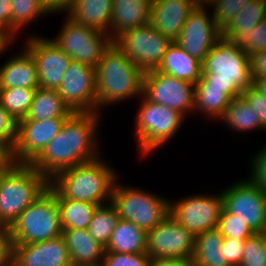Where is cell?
Returning a JSON list of instances; mask_svg holds the SVG:
<instances>
[{
  "label": "cell",
  "mask_w": 266,
  "mask_h": 266,
  "mask_svg": "<svg viewBox=\"0 0 266 266\" xmlns=\"http://www.w3.org/2000/svg\"><path fill=\"white\" fill-rule=\"evenodd\" d=\"M100 117L96 112L73 113L30 165L51 180L62 170L97 159Z\"/></svg>",
  "instance_id": "1"
},
{
  "label": "cell",
  "mask_w": 266,
  "mask_h": 266,
  "mask_svg": "<svg viewBox=\"0 0 266 266\" xmlns=\"http://www.w3.org/2000/svg\"><path fill=\"white\" fill-rule=\"evenodd\" d=\"M114 170L104 161V157L102 159L99 156L60 171L49 180V187L55 192L56 198H69L99 206L108 204L116 179H119L118 172Z\"/></svg>",
  "instance_id": "2"
},
{
  "label": "cell",
  "mask_w": 266,
  "mask_h": 266,
  "mask_svg": "<svg viewBox=\"0 0 266 266\" xmlns=\"http://www.w3.org/2000/svg\"><path fill=\"white\" fill-rule=\"evenodd\" d=\"M250 55L221 37L202 62V77L195 87H217L235 99L251 86Z\"/></svg>",
  "instance_id": "3"
},
{
  "label": "cell",
  "mask_w": 266,
  "mask_h": 266,
  "mask_svg": "<svg viewBox=\"0 0 266 266\" xmlns=\"http://www.w3.org/2000/svg\"><path fill=\"white\" fill-rule=\"evenodd\" d=\"M95 75L96 113L101 114L104 106L133 97L139 98L142 95L144 73L114 43L104 52L96 65Z\"/></svg>",
  "instance_id": "4"
},
{
  "label": "cell",
  "mask_w": 266,
  "mask_h": 266,
  "mask_svg": "<svg viewBox=\"0 0 266 266\" xmlns=\"http://www.w3.org/2000/svg\"><path fill=\"white\" fill-rule=\"evenodd\" d=\"M49 187V180L30 164L15 163L0 186V226H10Z\"/></svg>",
  "instance_id": "5"
},
{
  "label": "cell",
  "mask_w": 266,
  "mask_h": 266,
  "mask_svg": "<svg viewBox=\"0 0 266 266\" xmlns=\"http://www.w3.org/2000/svg\"><path fill=\"white\" fill-rule=\"evenodd\" d=\"M13 244L47 241L62 235L55 192L48 189L9 226Z\"/></svg>",
  "instance_id": "6"
},
{
  "label": "cell",
  "mask_w": 266,
  "mask_h": 266,
  "mask_svg": "<svg viewBox=\"0 0 266 266\" xmlns=\"http://www.w3.org/2000/svg\"><path fill=\"white\" fill-rule=\"evenodd\" d=\"M139 98L141 102L135 117V137L141 152L138 154L146 156L167 144L178 133L186 117L167 106L150 102L143 95Z\"/></svg>",
  "instance_id": "7"
},
{
  "label": "cell",
  "mask_w": 266,
  "mask_h": 266,
  "mask_svg": "<svg viewBox=\"0 0 266 266\" xmlns=\"http://www.w3.org/2000/svg\"><path fill=\"white\" fill-rule=\"evenodd\" d=\"M166 197L139 188L114 184L110 203L115 207L120 219L131 221L144 230L151 231L169 214Z\"/></svg>",
  "instance_id": "8"
},
{
  "label": "cell",
  "mask_w": 266,
  "mask_h": 266,
  "mask_svg": "<svg viewBox=\"0 0 266 266\" xmlns=\"http://www.w3.org/2000/svg\"><path fill=\"white\" fill-rule=\"evenodd\" d=\"M56 38L51 39L72 61L96 67L113 43L110 36L97 29L79 25L68 16Z\"/></svg>",
  "instance_id": "9"
},
{
  "label": "cell",
  "mask_w": 266,
  "mask_h": 266,
  "mask_svg": "<svg viewBox=\"0 0 266 266\" xmlns=\"http://www.w3.org/2000/svg\"><path fill=\"white\" fill-rule=\"evenodd\" d=\"M113 43L145 73L157 70L172 41L147 24L123 32Z\"/></svg>",
  "instance_id": "10"
},
{
  "label": "cell",
  "mask_w": 266,
  "mask_h": 266,
  "mask_svg": "<svg viewBox=\"0 0 266 266\" xmlns=\"http://www.w3.org/2000/svg\"><path fill=\"white\" fill-rule=\"evenodd\" d=\"M223 207L254 232L266 230V194L250 178L236 181L222 191Z\"/></svg>",
  "instance_id": "11"
},
{
  "label": "cell",
  "mask_w": 266,
  "mask_h": 266,
  "mask_svg": "<svg viewBox=\"0 0 266 266\" xmlns=\"http://www.w3.org/2000/svg\"><path fill=\"white\" fill-rule=\"evenodd\" d=\"M223 208L222 192L218 195H190L169 201V214L194 236L215 229Z\"/></svg>",
  "instance_id": "12"
},
{
  "label": "cell",
  "mask_w": 266,
  "mask_h": 266,
  "mask_svg": "<svg viewBox=\"0 0 266 266\" xmlns=\"http://www.w3.org/2000/svg\"><path fill=\"white\" fill-rule=\"evenodd\" d=\"M194 89V84L157 70L143 75L142 95L150 102L178 111L184 117L194 111Z\"/></svg>",
  "instance_id": "13"
},
{
  "label": "cell",
  "mask_w": 266,
  "mask_h": 266,
  "mask_svg": "<svg viewBox=\"0 0 266 266\" xmlns=\"http://www.w3.org/2000/svg\"><path fill=\"white\" fill-rule=\"evenodd\" d=\"M195 236L170 214L147 232L146 253L151 258L192 259Z\"/></svg>",
  "instance_id": "14"
},
{
  "label": "cell",
  "mask_w": 266,
  "mask_h": 266,
  "mask_svg": "<svg viewBox=\"0 0 266 266\" xmlns=\"http://www.w3.org/2000/svg\"><path fill=\"white\" fill-rule=\"evenodd\" d=\"M57 92L71 112H96L95 68L72 61L63 74Z\"/></svg>",
  "instance_id": "15"
},
{
  "label": "cell",
  "mask_w": 266,
  "mask_h": 266,
  "mask_svg": "<svg viewBox=\"0 0 266 266\" xmlns=\"http://www.w3.org/2000/svg\"><path fill=\"white\" fill-rule=\"evenodd\" d=\"M68 118L17 121L14 150L10 156L15 163L30 164L59 133Z\"/></svg>",
  "instance_id": "16"
},
{
  "label": "cell",
  "mask_w": 266,
  "mask_h": 266,
  "mask_svg": "<svg viewBox=\"0 0 266 266\" xmlns=\"http://www.w3.org/2000/svg\"><path fill=\"white\" fill-rule=\"evenodd\" d=\"M24 48L35 60L39 88L57 90L71 58L51 39L37 35L26 38Z\"/></svg>",
  "instance_id": "17"
},
{
  "label": "cell",
  "mask_w": 266,
  "mask_h": 266,
  "mask_svg": "<svg viewBox=\"0 0 266 266\" xmlns=\"http://www.w3.org/2000/svg\"><path fill=\"white\" fill-rule=\"evenodd\" d=\"M206 5L198 4L188 16L185 25L174 41L191 57L203 62L205 56L222 37L221 30L207 13Z\"/></svg>",
  "instance_id": "18"
},
{
  "label": "cell",
  "mask_w": 266,
  "mask_h": 266,
  "mask_svg": "<svg viewBox=\"0 0 266 266\" xmlns=\"http://www.w3.org/2000/svg\"><path fill=\"white\" fill-rule=\"evenodd\" d=\"M12 261L17 266H72L62 235L42 242L13 244Z\"/></svg>",
  "instance_id": "19"
},
{
  "label": "cell",
  "mask_w": 266,
  "mask_h": 266,
  "mask_svg": "<svg viewBox=\"0 0 266 266\" xmlns=\"http://www.w3.org/2000/svg\"><path fill=\"white\" fill-rule=\"evenodd\" d=\"M197 5L193 0H154L149 24L173 42L179 37L188 16Z\"/></svg>",
  "instance_id": "20"
},
{
  "label": "cell",
  "mask_w": 266,
  "mask_h": 266,
  "mask_svg": "<svg viewBox=\"0 0 266 266\" xmlns=\"http://www.w3.org/2000/svg\"><path fill=\"white\" fill-rule=\"evenodd\" d=\"M151 0H113L110 38L114 41L123 32L149 24Z\"/></svg>",
  "instance_id": "21"
},
{
  "label": "cell",
  "mask_w": 266,
  "mask_h": 266,
  "mask_svg": "<svg viewBox=\"0 0 266 266\" xmlns=\"http://www.w3.org/2000/svg\"><path fill=\"white\" fill-rule=\"evenodd\" d=\"M22 51L9 57L0 67V89L39 88L35 60L24 47Z\"/></svg>",
  "instance_id": "22"
},
{
  "label": "cell",
  "mask_w": 266,
  "mask_h": 266,
  "mask_svg": "<svg viewBox=\"0 0 266 266\" xmlns=\"http://www.w3.org/2000/svg\"><path fill=\"white\" fill-rule=\"evenodd\" d=\"M62 237L69 251L72 266H100L105 247L87 229H64Z\"/></svg>",
  "instance_id": "23"
},
{
  "label": "cell",
  "mask_w": 266,
  "mask_h": 266,
  "mask_svg": "<svg viewBox=\"0 0 266 266\" xmlns=\"http://www.w3.org/2000/svg\"><path fill=\"white\" fill-rule=\"evenodd\" d=\"M113 0H73L66 16L79 25L88 26L110 36Z\"/></svg>",
  "instance_id": "24"
},
{
  "label": "cell",
  "mask_w": 266,
  "mask_h": 266,
  "mask_svg": "<svg viewBox=\"0 0 266 266\" xmlns=\"http://www.w3.org/2000/svg\"><path fill=\"white\" fill-rule=\"evenodd\" d=\"M157 71L195 85L202 77V62L191 57L173 41L168 46Z\"/></svg>",
  "instance_id": "25"
},
{
  "label": "cell",
  "mask_w": 266,
  "mask_h": 266,
  "mask_svg": "<svg viewBox=\"0 0 266 266\" xmlns=\"http://www.w3.org/2000/svg\"><path fill=\"white\" fill-rule=\"evenodd\" d=\"M146 241L147 232L131 221L120 219L105 247V252L146 253Z\"/></svg>",
  "instance_id": "26"
},
{
  "label": "cell",
  "mask_w": 266,
  "mask_h": 266,
  "mask_svg": "<svg viewBox=\"0 0 266 266\" xmlns=\"http://www.w3.org/2000/svg\"><path fill=\"white\" fill-rule=\"evenodd\" d=\"M73 112L63 103L57 90L37 88L30 109L23 119L69 118Z\"/></svg>",
  "instance_id": "27"
},
{
  "label": "cell",
  "mask_w": 266,
  "mask_h": 266,
  "mask_svg": "<svg viewBox=\"0 0 266 266\" xmlns=\"http://www.w3.org/2000/svg\"><path fill=\"white\" fill-rule=\"evenodd\" d=\"M62 230L87 229L99 205L69 198H56Z\"/></svg>",
  "instance_id": "28"
},
{
  "label": "cell",
  "mask_w": 266,
  "mask_h": 266,
  "mask_svg": "<svg viewBox=\"0 0 266 266\" xmlns=\"http://www.w3.org/2000/svg\"><path fill=\"white\" fill-rule=\"evenodd\" d=\"M233 130L246 132L252 130H265L260 125V120L247 101L239 96L231 99L228 107L219 119Z\"/></svg>",
  "instance_id": "29"
},
{
  "label": "cell",
  "mask_w": 266,
  "mask_h": 266,
  "mask_svg": "<svg viewBox=\"0 0 266 266\" xmlns=\"http://www.w3.org/2000/svg\"><path fill=\"white\" fill-rule=\"evenodd\" d=\"M224 89L217 87H195L194 112H202L207 118L220 119L230 103Z\"/></svg>",
  "instance_id": "30"
},
{
  "label": "cell",
  "mask_w": 266,
  "mask_h": 266,
  "mask_svg": "<svg viewBox=\"0 0 266 266\" xmlns=\"http://www.w3.org/2000/svg\"><path fill=\"white\" fill-rule=\"evenodd\" d=\"M119 220L118 213L111 203L100 205L96 208L87 231L106 247Z\"/></svg>",
  "instance_id": "31"
},
{
  "label": "cell",
  "mask_w": 266,
  "mask_h": 266,
  "mask_svg": "<svg viewBox=\"0 0 266 266\" xmlns=\"http://www.w3.org/2000/svg\"><path fill=\"white\" fill-rule=\"evenodd\" d=\"M266 19V4L263 0H253L236 13L229 24L221 31L222 34H242L254 28Z\"/></svg>",
  "instance_id": "32"
},
{
  "label": "cell",
  "mask_w": 266,
  "mask_h": 266,
  "mask_svg": "<svg viewBox=\"0 0 266 266\" xmlns=\"http://www.w3.org/2000/svg\"><path fill=\"white\" fill-rule=\"evenodd\" d=\"M12 8V38L37 18L49 14L41 0H10Z\"/></svg>",
  "instance_id": "33"
},
{
  "label": "cell",
  "mask_w": 266,
  "mask_h": 266,
  "mask_svg": "<svg viewBox=\"0 0 266 266\" xmlns=\"http://www.w3.org/2000/svg\"><path fill=\"white\" fill-rule=\"evenodd\" d=\"M36 89L7 88L0 89V103L17 121L26 117L32 104Z\"/></svg>",
  "instance_id": "34"
},
{
  "label": "cell",
  "mask_w": 266,
  "mask_h": 266,
  "mask_svg": "<svg viewBox=\"0 0 266 266\" xmlns=\"http://www.w3.org/2000/svg\"><path fill=\"white\" fill-rule=\"evenodd\" d=\"M222 37L232 41L249 55L266 49V19L260 21L248 33L222 34Z\"/></svg>",
  "instance_id": "35"
},
{
  "label": "cell",
  "mask_w": 266,
  "mask_h": 266,
  "mask_svg": "<svg viewBox=\"0 0 266 266\" xmlns=\"http://www.w3.org/2000/svg\"><path fill=\"white\" fill-rule=\"evenodd\" d=\"M251 1L253 0H211L206 6L212 8L214 23L222 31L234 15Z\"/></svg>",
  "instance_id": "36"
},
{
  "label": "cell",
  "mask_w": 266,
  "mask_h": 266,
  "mask_svg": "<svg viewBox=\"0 0 266 266\" xmlns=\"http://www.w3.org/2000/svg\"><path fill=\"white\" fill-rule=\"evenodd\" d=\"M217 229L224 238L246 240L254 234L244 221L229 213L224 207L218 220Z\"/></svg>",
  "instance_id": "37"
},
{
  "label": "cell",
  "mask_w": 266,
  "mask_h": 266,
  "mask_svg": "<svg viewBox=\"0 0 266 266\" xmlns=\"http://www.w3.org/2000/svg\"><path fill=\"white\" fill-rule=\"evenodd\" d=\"M239 266H266V249L262 233H254L245 240L242 261Z\"/></svg>",
  "instance_id": "38"
},
{
  "label": "cell",
  "mask_w": 266,
  "mask_h": 266,
  "mask_svg": "<svg viewBox=\"0 0 266 266\" xmlns=\"http://www.w3.org/2000/svg\"><path fill=\"white\" fill-rule=\"evenodd\" d=\"M17 120L0 103V147L11 156L16 142Z\"/></svg>",
  "instance_id": "39"
},
{
  "label": "cell",
  "mask_w": 266,
  "mask_h": 266,
  "mask_svg": "<svg viewBox=\"0 0 266 266\" xmlns=\"http://www.w3.org/2000/svg\"><path fill=\"white\" fill-rule=\"evenodd\" d=\"M223 241L224 237L217 228L196 235L194 252L191 260L194 262L203 252L220 251Z\"/></svg>",
  "instance_id": "40"
},
{
  "label": "cell",
  "mask_w": 266,
  "mask_h": 266,
  "mask_svg": "<svg viewBox=\"0 0 266 266\" xmlns=\"http://www.w3.org/2000/svg\"><path fill=\"white\" fill-rule=\"evenodd\" d=\"M150 258L147 253L105 252L101 266H148Z\"/></svg>",
  "instance_id": "41"
},
{
  "label": "cell",
  "mask_w": 266,
  "mask_h": 266,
  "mask_svg": "<svg viewBox=\"0 0 266 266\" xmlns=\"http://www.w3.org/2000/svg\"><path fill=\"white\" fill-rule=\"evenodd\" d=\"M251 108L258 115L260 125L266 131V96L257 91L252 85L241 93Z\"/></svg>",
  "instance_id": "42"
},
{
  "label": "cell",
  "mask_w": 266,
  "mask_h": 266,
  "mask_svg": "<svg viewBox=\"0 0 266 266\" xmlns=\"http://www.w3.org/2000/svg\"><path fill=\"white\" fill-rule=\"evenodd\" d=\"M251 160L250 179L266 194V144Z\"/></svg>",
  "instance_id": "43"
},
{
  "label": "cell",
  "mask_w": 266,
  "mask_h": 266,
  "mask_svg": "<svg viewBox=\"0 0 266 266\" xmlns=\"http://www.w3.org/2000/svg\"><path fill=\"white\" fill-rule=\"evenodd\" d=\"M245 240L237 238H224L221 249H223L224 259L231 266H239L242 261Z\"/></svg>",
  "instance_id": "44"
},
{
  "label": "cell",
  "mask_w": 266,
  "mask_h": 266,
  "mask_svg": "<svg viewBox=\"0 0 266 266\" xmlns=\"http://www.w3.org/2000/svg\"><path fill=\"white\" fill-rule=\"evenodd\" d=\"M13 242L9 226H0V266H11Z\"/></svg>",
  "instance_id": "45"
},
{
  "label": "cell",
  "mask_w": 266,
  "mask_h": 266,
  "mask_svg": "<svg viewBox=\"0 0 266 266\" xmlns=\"http://www.w3.org/2000/svg\"><path fill=\"white\" fill-rule=\"evenodd\" d=\"M193 266H231L224 259L223 249L220 251L203 252L194 262Z\"/></svg>",
  "instance_id": "46"
},
{
  "label": "cell",
  "mask_w": 266,
  "mask_h": 266,
  "mask_svg": "<svg viewBox=\"0 0 266 266\" xmlns=\"http://www.w3.org/2000/svg\"><path fill=\"white\" fill-rule=\"evenodd\" d=\"M251 76L266 77V49L250 55Z\"/></svg>",
  "instance_id": "47"
},
{
  "label": "cell",
  "mask_w": 266,
  "mask_h": 266,
  "mask_svg": "<svg viewBox=\"0 0 266 266\" xmlns=\"http://www.w3.org/2000/svg\"><path fill=\"white\" fill-rule=\"evenodd\" d=\"M0 30L12 37V8L10 0H0Z\"/></svg>",
  "instance_id": "48"
},
{
  "label": "cell",
  "mask_w": 266,
  "mask_h": 266,
  "mask_svg": "<svg viewBox=\"0 0 266 266\" xmlns=\"http://www.w3.org/2000/svg\"><path fill=\"white\" fill-rule=\"evenodd\" d=\"M148 266H193V261L175 258H150Z\"/></svg>",
  "instance_id": "49"
},
{
  "label": "cell",
  "mask_w": 266,
  "mask_h": 266,
  "mask_svg": "<svg viewBox=\"0 0 266 266\" xmlns=\"http://www.w3.org/2000/svg\"><path fill=\"white\" fill-rule=\"evenodd\" d=\"M43 6L49 13H65L72 5L73 0H41Z\"/></svg>",
  "instance_id": "50"
},
{
  "label": "cell",
  "mask_w": 266,
  "mask_h": 266,
  "mask_svg": "<svg viewBox=\"0 0 266 266\" xmlns=\"http://www.w3.org/2000/svg\"><path fill=\"white\" fill-rule=\"evenodd\" d=\"M13 41L15 42L7 32L0 30V55L8 49V46L11 45Z\"/></svg>",
  "instance_id": "51"
},
{
  "label": "cell",
  "mask_w": 266,
  "mask_h": 266,
  "mask_svg": "<svg viewBox=\"0 0 266 266\" xmlns=\"http://www.w3.org/2000/svg\"><path fill=\"white\" fill-rule=\"evenodd\" d=\"M251 85L266 96V77H252Z\"/></svg>",
  "instance_id": "52"
},
{
  "label": "cell",
  "mask_w": 266,
  "mask_h": 266,
  "mask_svg": "<svg viewBox=\"0 0 266 266\" xmlns=\"http://www.w3.org/2000/svg\"><path fill=\"white\" fill-rule=\"evenodd\" d=\"M15 164L14 160L8 156L1 164H0V186L1 182L4 178L5 173Z\"/></svg>",
  "instance_id": "53"
},
{
  "label": "cell",
  "mask_w": 266,
  "mask_h": 266,
  "mask_svg": "<svg viewBox=\"0 0 266 266\" xmlns=\"http://www.w3.org/2000/svg\"><path fill=\"white\" fill-rule=\"evenodd\" d=\"M9 155L0 147V164L8 157Z\"/></svg>",
  "instance_id": "54"
},
{
  "label": "cell",
  "mask_w": 266,
  "mask_h": 266,
  "mask_svg": "<svg viewBox=\"0 0 266 266\" xmlns=\"http://www.w3.org/2000/svg\"><path fill=\"white\" fill-rule=\"evenodd\" d=\"M195 1L197 4L200 5H207L211 0H193Z\"/></svg>",
  "instance_id": "55"
},
{
  "label": "cell",
  "mask_w": 266,
  "mask_h": 266,
  "mask_svg": "<svg viewBox=\"0 0 266 266\" xmlns=\"http://www.w3.org/2000/svg\"><path fill=\"white\" fill-rule=\"evenodd\" d=\"M262 235H263V242H264L265 249H266V230L262 232Z\"/></svg>",
  "instance_id": "56"
},
{
  "label": "cell",
  "mask_w": 266,
  "mask_h": 266,
  "mask_svg": "<svg viewBox=\"0 0 266 266\" xmlns=\"http://www.w3.org/2000/svg\"><path fill=\"white\" fill-rule=\"evenodd\" d=\"M11 266H17V265L12 261Z\"/></svg>",
  "instance_id": "57"
}]
</instances>
